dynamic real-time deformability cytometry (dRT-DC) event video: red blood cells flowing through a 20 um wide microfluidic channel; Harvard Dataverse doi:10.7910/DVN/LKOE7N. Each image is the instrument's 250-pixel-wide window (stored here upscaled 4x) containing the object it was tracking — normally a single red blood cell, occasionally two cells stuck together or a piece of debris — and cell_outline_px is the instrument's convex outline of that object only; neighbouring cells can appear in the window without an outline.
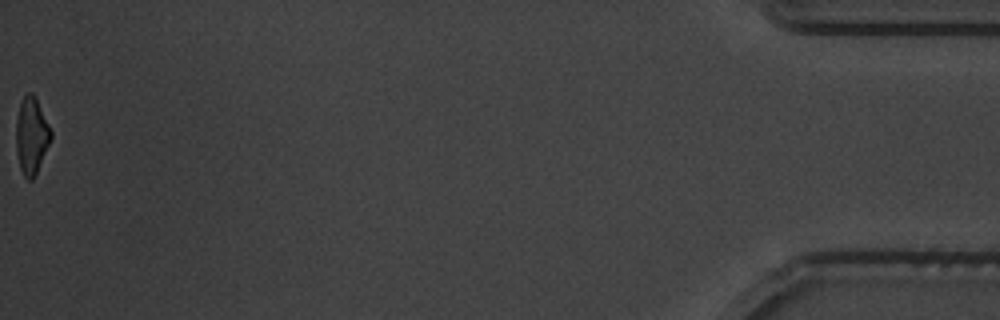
{"species": "common noctule bat (a hibernating species)", "species_latin": "Nyctalus noctula", "temperature_condition": "warm", "stored_images_in_passage": 14, "camera_frame_rate_fps": 3000, "um_per_image_px": 0.085, "animal": {"sex": "male", "body_mass_g": 19.5, "forearm_length_mm": 54.6}, "frame": {"image": 1, "passage_image": 14, "time_ms": 16.667, "image_size_px": [1000, 320], "cell_outline_px": [[52, 136], [36, 172], [32, 180], [28, 180], [24, 176], [20, 168], [16, 152], [16, 120], [20, 104], [24, 96], [28, 92], [32, 92], [52, 132]], "centroid_in_image_um": [2.65, 11.54], "position_along_channel_um": 432.6, "area_um2": 15.14}, "authors_computed_cell_mechanics": {"area_um2": 16.8198, "velocity_mm_per_s": 3.8167, "shape_relaxation_time_tau1_ms": 5.0402, "shape_relaxation_time_tau2_ms": 1.4618, "deformation_change_tau1": 0.156, "deformation_change_tau2": 0.0752}}